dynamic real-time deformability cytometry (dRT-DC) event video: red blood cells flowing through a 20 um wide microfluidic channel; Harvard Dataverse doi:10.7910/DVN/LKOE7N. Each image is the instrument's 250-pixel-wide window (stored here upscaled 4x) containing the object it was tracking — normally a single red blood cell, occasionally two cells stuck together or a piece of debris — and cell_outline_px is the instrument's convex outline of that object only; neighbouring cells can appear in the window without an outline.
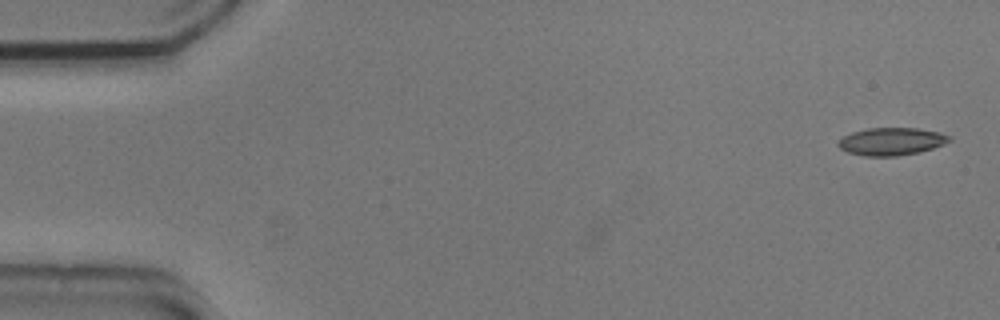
{"species": "common noctule bat (a hibernating species)", "species_latin": "Nyctalus noctula", "temperature_condition": "cold", "stored_images_in_passage": 9, "camera_frame_rate_fps": 3000, "um_per_image_px": 0.085, "animal": {"sex": "male", "body_mass_g": 20.5, "forearm_length_mm": 52.5}, "frame": {"image": 1, "passage_image": 1, "time_ms": 0.0, "image_size_px": [1000, 320], "cell_outline_px": [[952, 140], [944, 144], [920, 152], [896, 156], [864, 156], [848, 152], [840, 148], [836, 144], [844, 136], [852, 132], [868, 128], [916, 128], [940, 132], [952, 136]], "centroid_in_image_um": [75.8, 12.02], "position_along_channel_um": 9.2, "area_um2": 17.92}}